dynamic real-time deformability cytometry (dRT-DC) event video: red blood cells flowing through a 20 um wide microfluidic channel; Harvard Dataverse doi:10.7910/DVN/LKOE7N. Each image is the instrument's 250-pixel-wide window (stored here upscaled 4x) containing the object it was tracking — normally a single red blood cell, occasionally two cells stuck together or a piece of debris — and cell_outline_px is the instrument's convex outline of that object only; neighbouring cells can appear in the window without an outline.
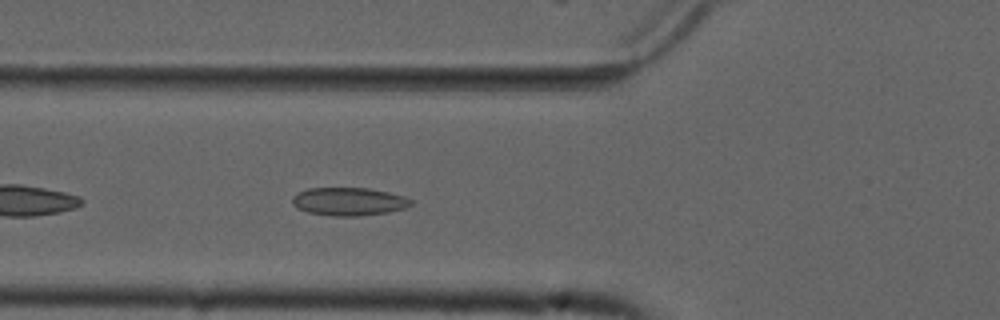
{"species": "common noctule bat (a hibernating species)", "species_latin": "Nyctalus noctula", "temperature_condition": "cold", "stored_images_in_passage": 38, "camera_frame_rate_fps": 3000, "um_per_image_px": 0.085, "animal": {"sex": "male", "forearm_length_mm": 52.5}, "frame": {"image": 1, "passage_image": 5, "time_ms": 1.333, "image_size_px": [1000, 320], "cell_outline_px": [[412, 204], [404, 208], [388, 212], [360, 216], [332, 216], [308, 212], [296, 208], [292, 204], [292, 196], [308, 188], [368, 188], [388, 192], [404, 196], [412, 200]], "centroid_in_image_um": [29.63, 17.13], "position_along_channel_um": 96.2, "area_um2": 19.42}}
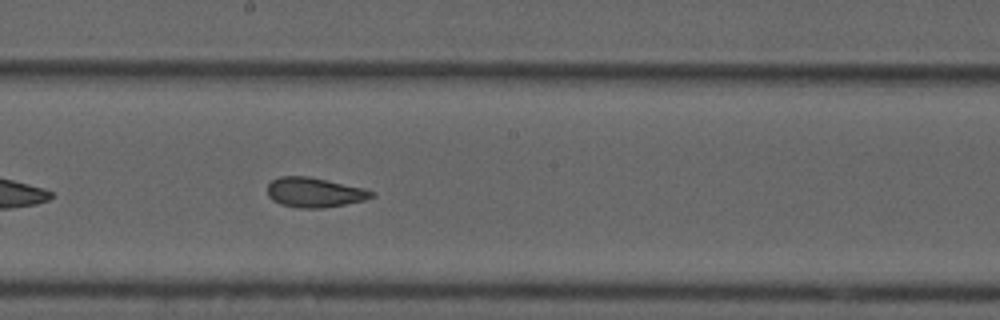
{"frame": {"image": 2, "passage_image": 15, "time_ms": 4.667, "image_size_px": [1000, 320], "cell_outline_px": [[376, 196], [364, 200], [324, 208], [300, 208], [280, 204], [272, 200], [268, 196], [268, 184], [272, 180], [280, 176], [308, 176], [364, 188], [376, 192]], "centroid_in_image_um": [26.74, 16.35], "position_along_channel_um": 221.5, "area_um2": 18.09}}
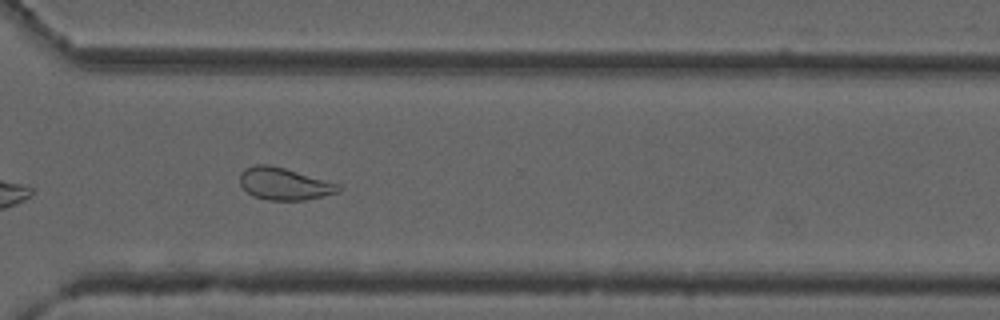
{"frame": {"image": 3, "passage_image": 25, "time_ms": 8.0, "image_size_px": [1000, 320], "cell_outline_px": [[344, 188], [340, 192], [304, 200], [268, 200], [256, 196], [248, 192], [240, 184], [240, 172], [244, 168], [256, 164], [268, 164], [284, 168], [340, 184]], "centroid_in_image_um": [24.18, 15.62], "position_along_channel_um": 346.4, "area_um2": 18.44}, "authors_computed_cell_mechanics": {"area_um2": 18.9873, "velocity_mm_per_s": 3.7484, "shape_relaxation_time_tau1_ms": null, "shape_relaxation_time_tau2_ms": 1.2655, "deformation_change_tau1": null, "deformation_change_tau2": 0.0628}}